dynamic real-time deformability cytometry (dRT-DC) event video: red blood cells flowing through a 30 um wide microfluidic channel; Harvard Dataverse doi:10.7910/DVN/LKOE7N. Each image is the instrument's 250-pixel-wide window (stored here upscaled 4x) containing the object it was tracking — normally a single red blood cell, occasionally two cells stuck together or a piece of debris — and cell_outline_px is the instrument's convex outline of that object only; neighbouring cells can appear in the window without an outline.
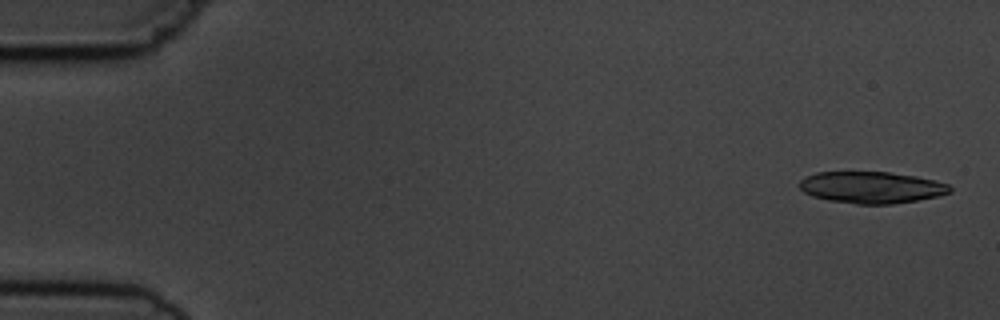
{"species": "common noctule bat (a hibernating species)", "species_latin": "Nyctalus noctula", "temperature_condition": "cold", "stored_images_in_passage": 8, "camera_frame_rate_fps": 3000, "um_per_image_px": 0.085, "animal": {"sex": "male", "body_mass_g": 19.5, "forearm_length_mm": 54.6}, "frame": {"image": 1, "passage_image": 1, "time_ms": 0.0, "image_size_px": [1000, 320], "cell_outline_px": [[952, 192], [940, 196], [892, 204], [856, 204], [828, 200], [812, 196], [804, 192], [800, 188], [800, 180], [816, 172], [888, 172], [916, 176], [948, 184], [952, 188]], "centroid_in_image_um": [74.09, 15.93], "position_along_channel_um": 10.9, "area_um2": 27.69}}
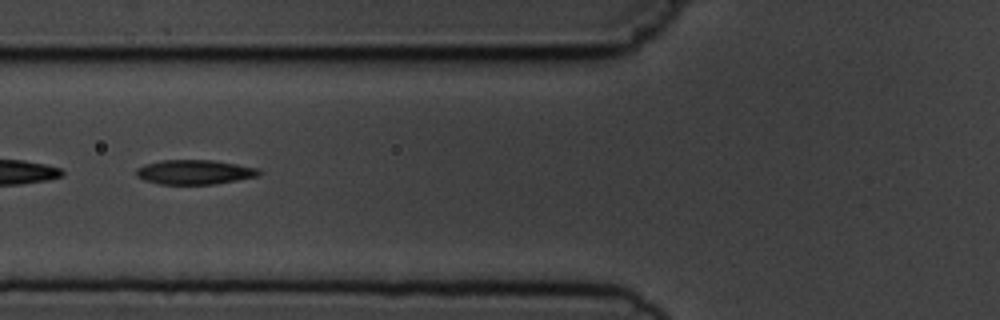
{"frame": {"image": 2, "passage_image": 6, "time_ms": 6.333, "image_size_px": [1000, 320], "cell_outline_px": [[264, 172], [256, 176], [216, 184], [160, 184], [144, 180], [136, 176], [136, 168], [144, 164], [160, 160], [212, 160], [236, 164], [256, 168]], "centroid_in_image_um": [16.49, 14.62], "position_along_channel_um": 109.3, "area_um2": 17.51}}
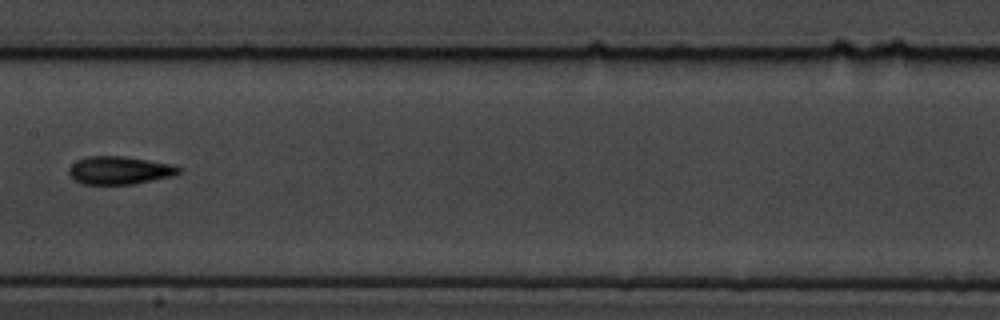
{"frame": {"image": 3, "passage_image": 8, "time_ms": 8.667, "image_size_px": [1000, 320], "cell_outline_px": [[180, 172], [176, 176], [132, 184], [84, 184], [76, 180], [68, 172], [68, 168], [76, 160], [88, 156], [124, 156], [172, 164], [180, 168]], "centroid_in_image_um": [10.18, 14.47], "position_along_channel_um": 197.2, "area_um2": 17.92}}